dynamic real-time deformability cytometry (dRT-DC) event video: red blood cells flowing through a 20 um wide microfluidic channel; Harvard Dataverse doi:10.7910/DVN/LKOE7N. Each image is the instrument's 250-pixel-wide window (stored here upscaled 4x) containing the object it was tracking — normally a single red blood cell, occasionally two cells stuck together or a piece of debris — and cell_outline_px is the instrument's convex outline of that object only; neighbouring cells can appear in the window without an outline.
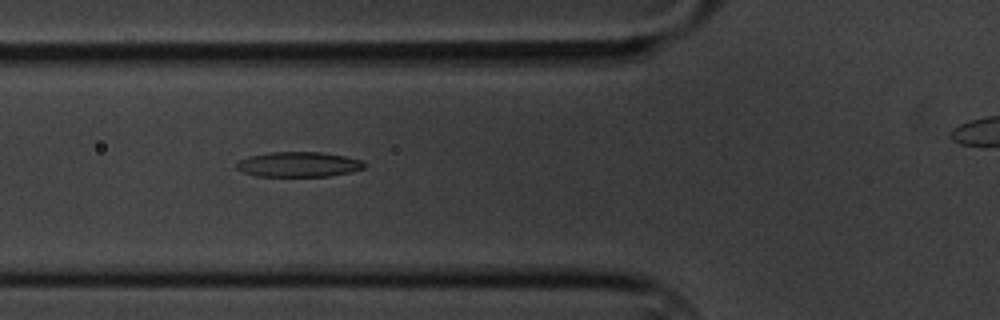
{"species": "common noctule bat (a hibernating species)", "species_latin": "Nyctalus noctula", "temperature_condition": "cold", "stored_images_in_passage": 49, "camera_frame_rate_fps": 3000, "um_per_image_px": 0.085, "animal": {"sex": "male", "body_mass_g": 20.1, "forearm_length_mm": 53.5}, "frame": {"image": 1, "passage_image": 18, "time_ms": 5.667, "image_size_px": [1000, 320], "cell_outline_px": [[364, 168], [348, 172], [328, 176], [256, 176], [244, 172], [236, 168], [236, 164], [240, 160], [248, 156], [268, 152], [320, 152], [344, 156], [364, 160]], "centroid_in_image_um": [25.36, 13.96], "position_along_channel_um": 100.4, "area_um2": 18.55}}
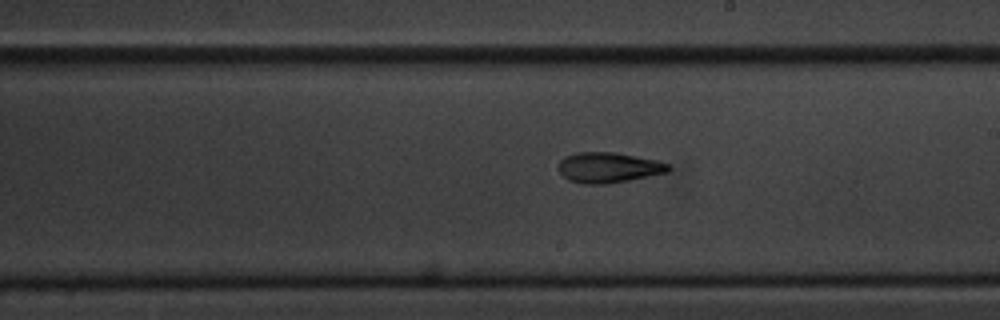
{"frame": {"image": 2, "passage_image": 30, "time_ms": 9.667, "image_size_px": [1000, 320], "cell_outline_px": [[672, 168], [668, 172], [628, 180], [604, 184], [584, 184], [568, 180], [560, 172], [560, 160], [564, 156], [576, 152], [616, 152], [656, 160], [668, 164]], "centroid_in_image_um": [51.72, 14.23], "position_along_channel_um": 237.3, "area_um2": 19.36}}
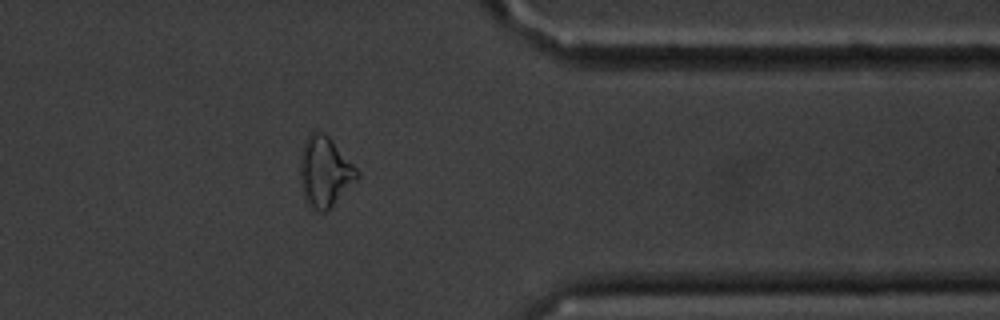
{"frame": {"image": 3, "passage_image": 44, "time_ms": 14.333, "image_size_px": [1000, 320], "cell_outline_px": [[360, 176], [324, 212], [312, 212], [308, 208], [300, 184], [300, 152], [304, 140], [312, 132], [324, 132], [332, 140], [360, 172]], "centroid_in_image_um": [27.56, 14.61], "position_along_channel_um": 383.8, "area_um2": 23.29}, "authors_computed_cell_mechanics": {"area_um2": 19.2474, "velocity_mm_per_s": 3.4038, "shape_relaxation_time_tau1_ms": 5.0111, "shape_relaxation_time_tau2_ms": 4.415, "deformation_change_tau1": 0.1547, "deformation_change_tau2": 0.1363}}